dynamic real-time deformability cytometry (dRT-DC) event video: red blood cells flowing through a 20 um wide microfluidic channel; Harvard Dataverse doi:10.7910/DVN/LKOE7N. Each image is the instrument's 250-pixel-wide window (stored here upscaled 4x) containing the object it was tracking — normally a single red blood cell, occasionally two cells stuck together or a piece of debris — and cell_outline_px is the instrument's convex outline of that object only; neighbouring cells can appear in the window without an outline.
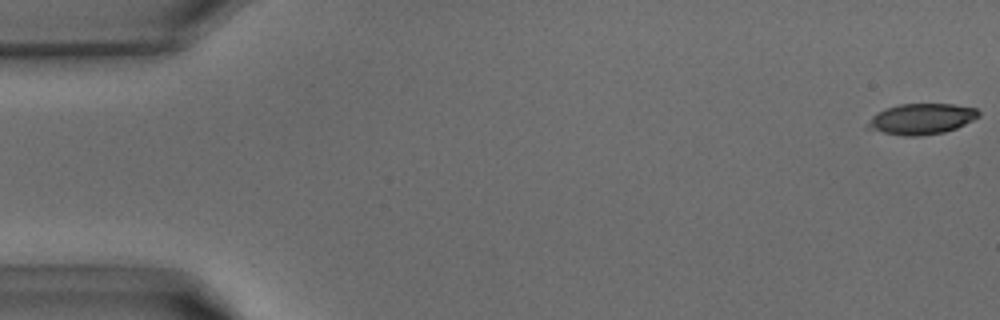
{"species": "common noctule bat (a hibernating species)", "species_latin": "Nyctalus noctula", "temperature_condition": "warm", "stored_images_in_passage": 21, "camera_frame_rate_fps": 3000, "um_per_image_px": 0.085, "animal": {"sex": "male", "body_mass_g": 15.6}, "frame": {"image": 1, "passage_image": 1, "time_ms": 0.0, "image_size_px": [1000, 320], "cell_outline_px": [[980, 116], [956, 128], [944, 132], [920, 136], [904, 136], [864, 128], [864, 124], [876, 112], [900, 104], [952, 104], [976, 108], [980, 112]], "centroid_in_image_um": [78.29, 10.11], "position_along_channel_um": 6.7, "area_um2": 19.94}}
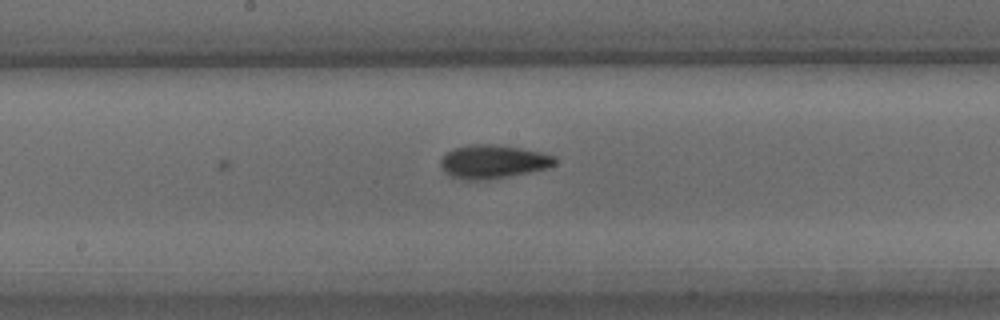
{"frame": {"image": 2, "passage_image": 21, "time_ms": 6.667, "image_size_px": [1000, 320], "cell_outline_px": [[556, 164], [548, 168], [528, 172], [484, 180], [464, 180], [448, 176], [444, 172], [440, 164], [440, 160], [452, 148], [472, 144], [488, 144], [520, 148], [540, 152], [556, 156]], "centroid_in_image_um": [41.88, 13.75], "position_along_channel_um": 206.3, "area_um2": 22.25}}